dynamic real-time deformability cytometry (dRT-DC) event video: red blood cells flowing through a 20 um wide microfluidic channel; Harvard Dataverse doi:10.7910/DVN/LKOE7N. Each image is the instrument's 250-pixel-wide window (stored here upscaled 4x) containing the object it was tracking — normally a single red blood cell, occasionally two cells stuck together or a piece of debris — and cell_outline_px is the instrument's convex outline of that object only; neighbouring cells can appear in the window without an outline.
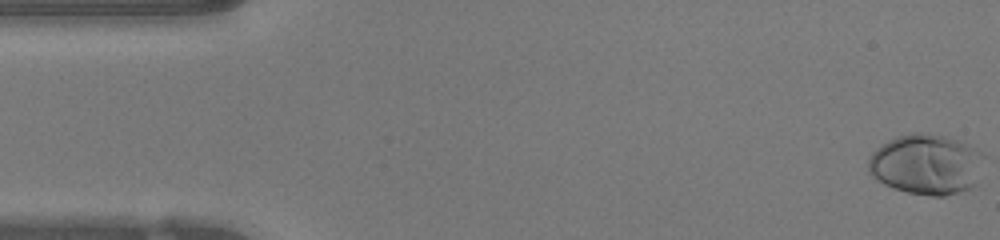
{"species": "human", "species_latin": "Homo sapiens", "temperature_condition": "warm", "stored_images_in_passage": 48, "camera_frame_rate_fps": 3000, "um_per_image_px": 0.085, "donor": {"sex": "female"}, "frame": {"image": 1, "passage_image": 1, "time_ms": 0.0, "image_size_px": [1000, 240], "cell_outline_px": [[968, 188], [944, 196], [932, 196], [908, 192], [884, 184], [868, 168], [868, 160], [884, 144], [900, 136], [932, 136], [948, 140], [960, 144], [968, 152]], "centroid_in_image_um": [78.37, 14.06], "position_along_channel_um": 6.6, "area_um2": 34.85}}
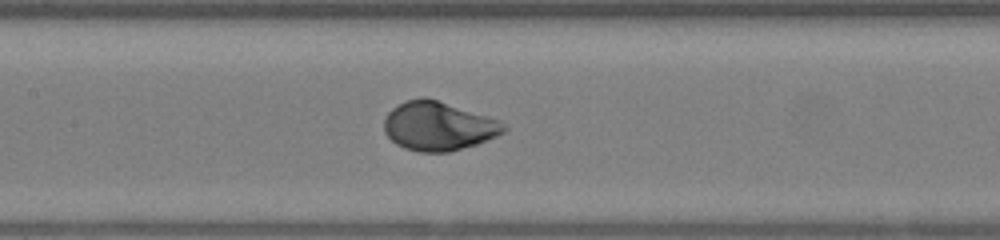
{"frame": {"image": 2, "passage_image": 22, "time_ms": 7.0, "image_size_px": [1000, 240], "cell_outline_px": [[508, 128], [504, 132], [496, 136], [476, 144], [448, 152], [420, 152], [404, 148], [396, 144], [384, 132], [384, 120], [388, 112], [392, 108], [404, 100], [420, 96], [424, 96], [500, 120]], "centroid_in_image_um": [37.23, 10.71], "position_along_channel_um": 170.2, "area_um2": 34.04}}
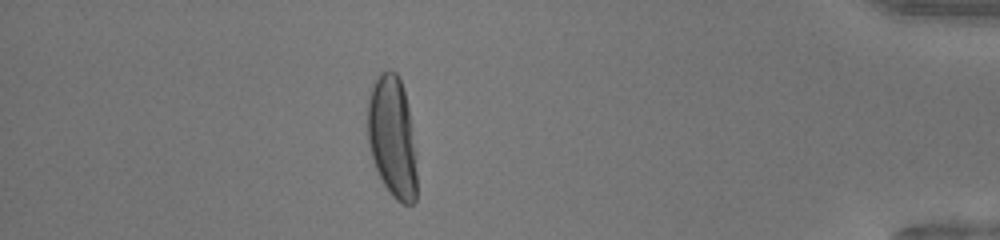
{"frame": {"image": 3, "passage_image": 42, "time_ms": 13.667, "image_size_px": [1000, 240], "cell_outline_px": [[416, 200], [412, 204], [404, 204], [396, 200], [392, 196], [384, 184], [376, 168], [368, 144], [368, 96], [372, 84], [380, 72], [388, 68], [392, 68], [396, 72], [400, 80], [404, 92], [408, 108], [416, 152]], "centroid_in_image_um": [33.34, 11.62], "position_along_channel_um": 401.9, "area_um2": 34.97}}